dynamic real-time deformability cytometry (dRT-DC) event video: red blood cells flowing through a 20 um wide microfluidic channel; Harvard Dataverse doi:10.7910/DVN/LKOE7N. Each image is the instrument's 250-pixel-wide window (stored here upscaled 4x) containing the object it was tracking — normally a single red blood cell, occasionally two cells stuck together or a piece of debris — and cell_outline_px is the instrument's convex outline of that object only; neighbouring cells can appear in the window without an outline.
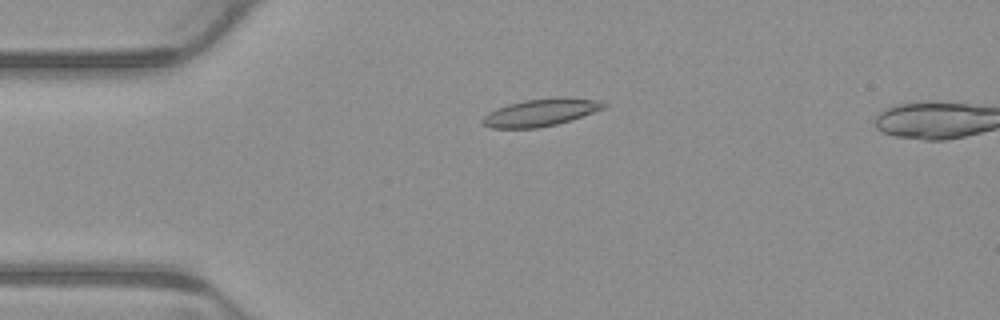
{"species": "common noctule bat (a hibernating species)", "species_latin": "Nyctalus noctula", "temperature_condition": "warm", "stored_images_in_passage": 9, "camera_frame_rate_fps": 3000, "um_per_image_px": 0.085, "animal": {"sex": "male", "body_mass_g": 23.1, "forearm_length_mm": 52.7}, "frame": {"image": 1, "passage_image": 3, "time_ms": 0.667, "image_size_px": [1000, 320], "cell_outline_px": [[608, 104], [604, 108], [572, 120], [556, 124], [536, 128], [492, 128], [480, 124], [480, 120], [488, 112], [496, 108], [508, 104], [524, 100], [556, 96], [564, 96], [600, 100]], "centroid_in_image_um": [45.96, 9.54], "position_along_channel_um": 39.0, "area_um2": 19.71}}
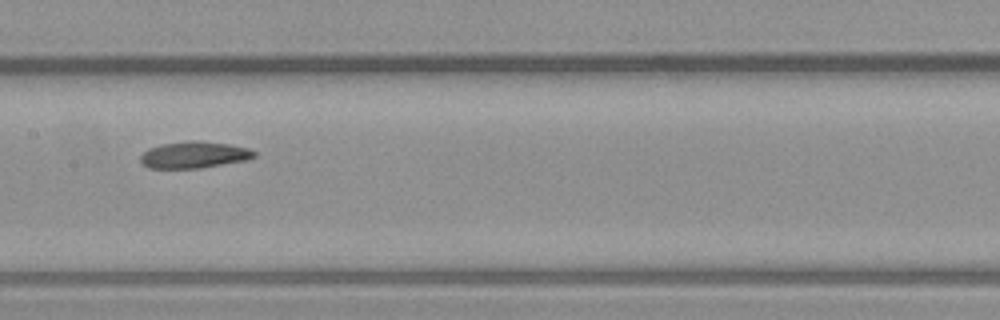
{"frame": {"image": 2, "passage_image": 7, "time_ms": 2.0, "image_size_px": [1000, 320], "cell_outline_px": [[256, 156], [248, 160], [200, 168], [148, 168], [140, 164], [140, 156], [148, 148], [160, 144], [188, 140], [200, 140], [228, 144], [248, 148], [256, 152]], "centroid_in_image_um": [16.47, 13.15], "position_along_channel_um": 190.9, "area_um2": 17.92}}
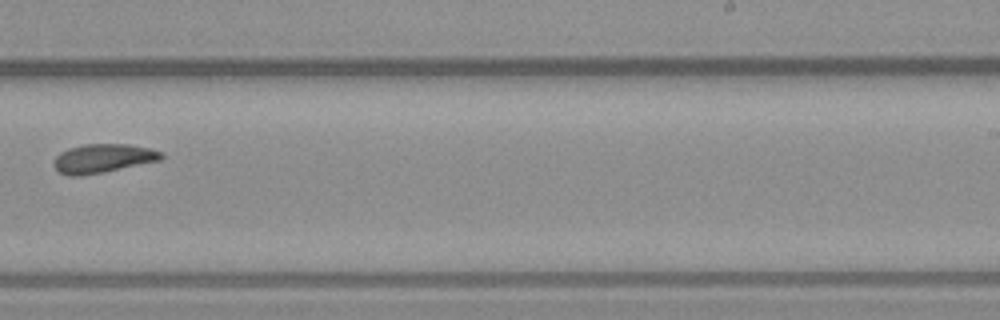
{"frame": {"image": 3, "passage_image": 9, "time_ms": 2.667, "image_size_px": [1000, 320], "cell_outline_px": [[164, 156], [160, 160], [104, 172], [80, 176], [72, 176], [60, 172], [52, 164], [56, 156], [60, 152], [68, 148], [84, 144], [128, 144], [152, 148], [164, 152]], "centroid_in_image_um": [8.77, 13.45], "position_along_channel_um": 280.2, "area_um2": 18.15}}